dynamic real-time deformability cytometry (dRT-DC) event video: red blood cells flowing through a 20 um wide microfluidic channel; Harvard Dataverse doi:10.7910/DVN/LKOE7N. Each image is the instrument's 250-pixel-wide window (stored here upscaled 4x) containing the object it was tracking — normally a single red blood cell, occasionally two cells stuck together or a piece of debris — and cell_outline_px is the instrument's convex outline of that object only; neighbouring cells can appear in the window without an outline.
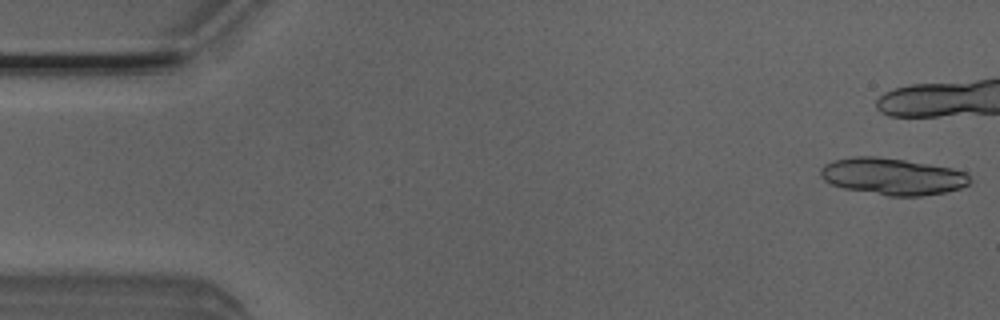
{"species": "Egyptian fruit bat (a non-hibernating species)", "species_latin": "Rousettus aegyptiacus", "temperature_condition": "room temperature", "stored_images_in_passage": 11, "camera_frame_rate_fps": 3000, "um_per_image_px": 0.085, "animal": {"sex": "male"}, "frame": {"image": 1, "passage_image": 1, "time_ms": 0.0, "image_size_px": [1000, 320], "cell_outline_px": [[972, 180], [968, 184], [960, 188], [944, 192], [920, 196], [888, 196], [844, 188], [832, 184], [824, 180], [820, 176], [820, 168], [824, 164], [836, 160], [852, 156], [876, 156], [904, 160], [952, 168], [964, 172]], "centroid_in_image_um": [75.84, 14.99], "position_along_channel_um": 9.2, "area_um2": 31.85}}